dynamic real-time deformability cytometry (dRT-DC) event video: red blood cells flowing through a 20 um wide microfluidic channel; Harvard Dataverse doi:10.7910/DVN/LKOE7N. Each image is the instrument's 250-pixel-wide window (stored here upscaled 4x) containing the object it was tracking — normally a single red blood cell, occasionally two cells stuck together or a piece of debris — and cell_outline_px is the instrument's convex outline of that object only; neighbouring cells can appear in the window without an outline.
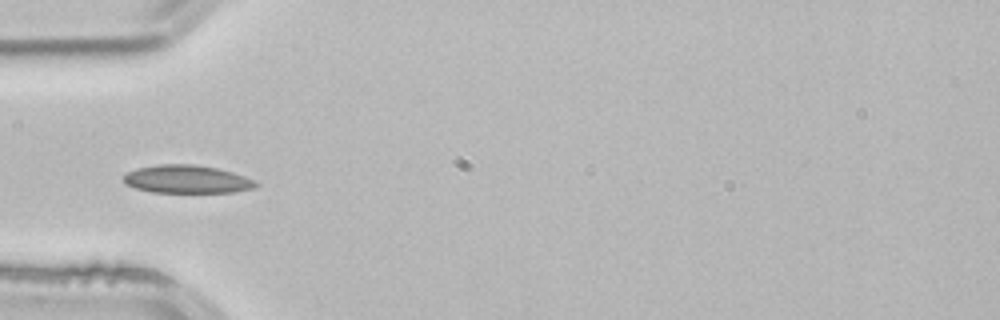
{"species": "common noctule bat (a hibernating species)", "species_latin": "Nyctalus noctula", "temperature_condition": "room temperature", "stored_images_in_passage": 3, "camera_frame_rate_fps": 3000, "um_per_image_px": 0.085, "animal": {"sex": "male", "body_mass_g": 21.5, "forearm_length_mm": 52.0}, "frame": {"image": 1, "passage_image": 3, "time_ms": 0.667, "image_size_px": [1000, 320], "cell_outline_px": [[260, 184], [256, 188], [232, 192], [152, 192], [136, 188], [124, 184], [124, 176], [128, 172], [136, 168], [160, 164], [192, 164], [216, 168], [232, 172], [244, 176]], "centroid_in_image_um": [15.88, 15.23], "position_along_channel_um": 69.1, "area_um2": 21.5}}